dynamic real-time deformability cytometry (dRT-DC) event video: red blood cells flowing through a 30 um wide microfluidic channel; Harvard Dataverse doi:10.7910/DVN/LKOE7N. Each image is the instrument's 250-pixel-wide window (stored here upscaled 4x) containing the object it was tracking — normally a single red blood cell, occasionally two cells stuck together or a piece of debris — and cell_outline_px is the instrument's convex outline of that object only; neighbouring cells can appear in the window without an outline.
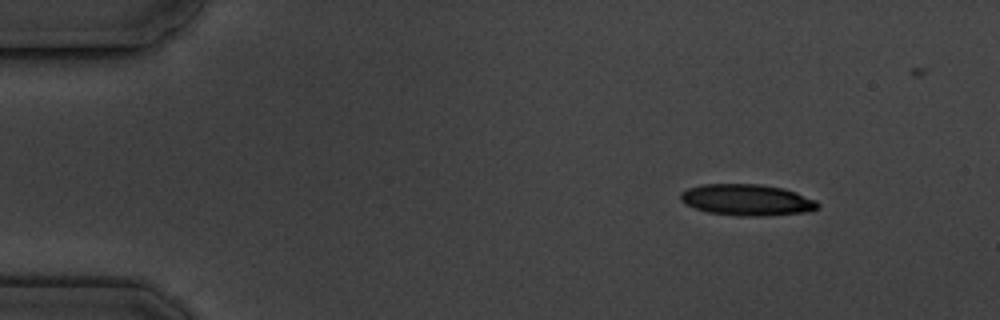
{"species": "common noctule bat (a hibernating species)", "species_latin": "Nyctalus noctula", "temperature_condition": "cold", "stored_images_in_passage": 4, "camera_frame_rate_fps": 3000, "um_per_image_px": 0.085, "animal": {"sex": "male", "body_mass_g": 19.5, "forearm_length_mm": 54.6}, "frame": {"image": 1, "passage_image": 1, "time_ms": 0.0, "image_size_px": [1000, 320], "cell_outline_px": [[820, 208], [808, 212], [764, 216], [736, 216], [708, 212], [696, 208], [680, 200], [680, 192], [688, 188], [704, 184], [760, 184], [784, 188], [796, 192], [816, 200], [820, 204]], "centroid_in_image_um": [63.53, 16.99], "position_along_channel_um": 21.5, "area_um2": 25.2}}
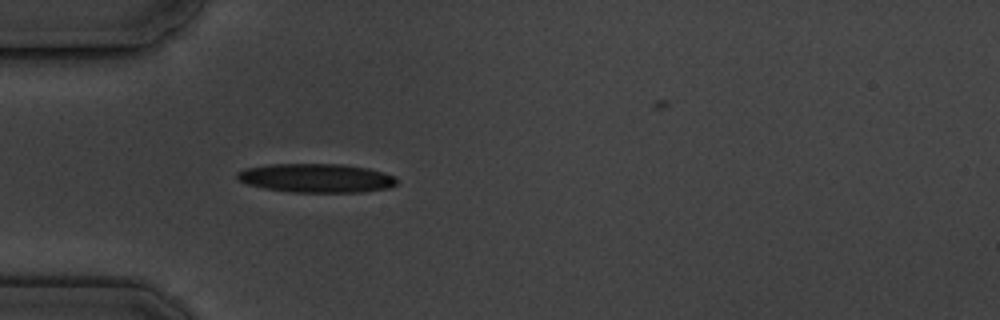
{"frame": {"image": 2, "passage_image": 3, "time_ms": 3.333, "image_size_px": [1000, 320], "cell_outline_px": [[396, 184], [388, 188], [364, 192], [292, 192], [264, 188], [248, 184], [240, 180], [236, 176], [236, 172], [244, 168], [268, 164], [340, 164], [368, 168], [384, 172], [396, 176]], "centroid_in_image_um": [26.89, 15.13], "position_along_channel_um": 58.1, "area_um2": 26.93}}